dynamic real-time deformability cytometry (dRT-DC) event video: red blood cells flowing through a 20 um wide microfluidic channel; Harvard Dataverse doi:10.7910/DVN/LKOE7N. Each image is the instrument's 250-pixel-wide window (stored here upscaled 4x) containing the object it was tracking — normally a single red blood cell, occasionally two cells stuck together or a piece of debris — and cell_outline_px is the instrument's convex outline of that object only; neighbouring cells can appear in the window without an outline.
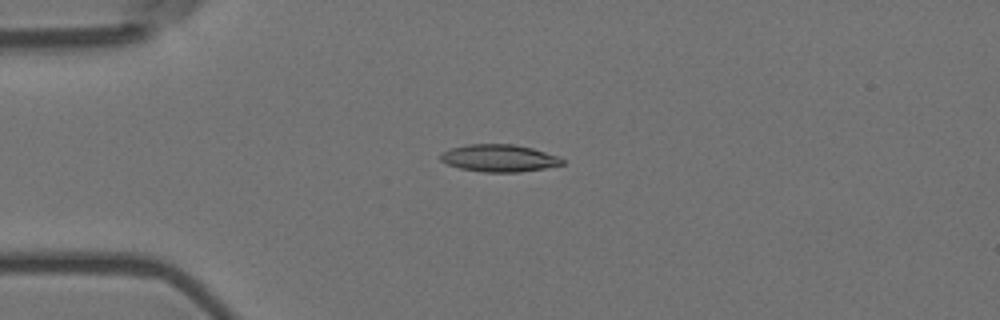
{"species": "Egyptian fruit bat (a non-hibernating species)", "species_latin": "Rousettus aegyptiacus", "temperature_condition": "room temperature", "stored_images_in_passage": 3, "camera_frame_rate_fps": 3000, "um_per_image_px": 0.085, "animal": {"sex": "female"}, "frame": {"image": 1, "passage_image": 3, "time_ms": 0.667, "image_size_px": [1000, 320], "cell_outline_px": [[564, 164], [544, 168], [520, 172], [484, 172], [460, 168], [448, 164], [440, 160], [440, 156], [444, 152], [452, 148], [468, 144], [516, 144], [532, 148], [556, 156], [564, 160]], "centroid_in_image_um": [42.43, 13.44], "position_along_channel_um": 42.6, "area_um2": 19.13}}